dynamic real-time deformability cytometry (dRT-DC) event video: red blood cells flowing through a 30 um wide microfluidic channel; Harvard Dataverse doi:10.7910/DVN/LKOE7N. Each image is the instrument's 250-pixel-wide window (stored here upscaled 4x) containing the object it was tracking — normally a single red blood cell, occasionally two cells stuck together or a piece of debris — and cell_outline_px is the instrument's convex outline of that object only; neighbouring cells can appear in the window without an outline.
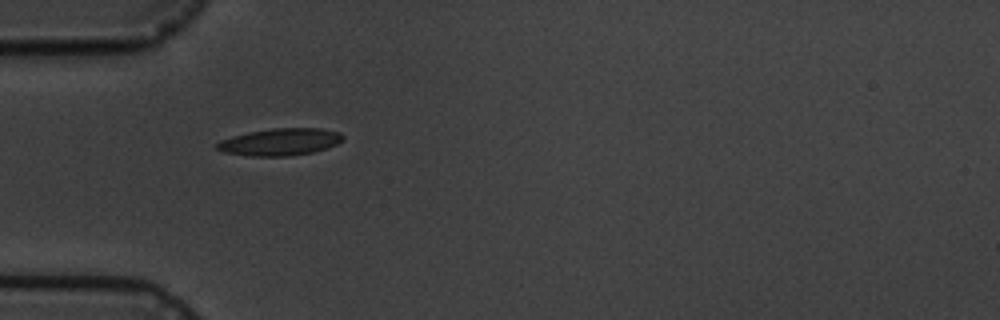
{"species": "common noctule bat (a hibernating species)", "species_latin": "Nyctalus noctula", "temperature_condition": "cold", "stored_images_in_passage": 7, "camera_frame_rate_fps": 3000, "um_per_image_px": 0.085, "animal": {"sex": "male", "body_mass_g": 19.5, "forearm_length_mm": 54.6}, "frame": {"image": 1, "passage_image": 6, "time_ms": 5.667, "image_size_px": [1000, 320], "cell_outline_px": [[344, 140], [336, 144], [312, 152], [288, 156], [248, 156], [224, 152], [216, 148], [216, 144], [220, 140], [232, 136], [248, 132], [272, 128], [320, 128], [340, 132], [344, 136]], "centroid_in_image_um": [23.8, 12.05], "position_along_channel_um": 61.2, "area_um2": 19.88}}
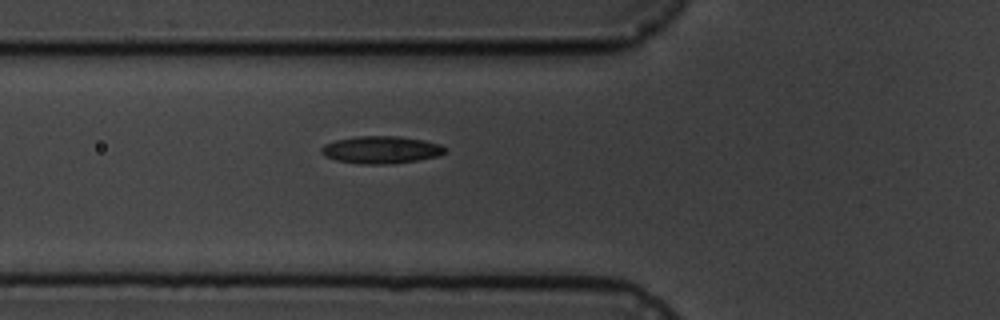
{"frame": {"image": 2, "passage_image": 7, "time_ms": 6.667, "image_size_px": [1000, 320], "cell_outline_px": [[448, 148], [440, 156], [392, 164], [360, 164], [336, 160], [324, 156], [320, 152], [320, 148], [324, 144], [336, 140], [360, 136], [396, 136], [424, 140], [440, 144]], "centroid_in_image_um": [32.39, 12.74], "position_along_channel_um": 93.4, "area_um2": 19.83}}